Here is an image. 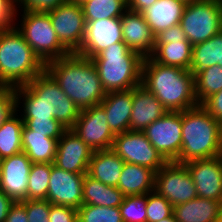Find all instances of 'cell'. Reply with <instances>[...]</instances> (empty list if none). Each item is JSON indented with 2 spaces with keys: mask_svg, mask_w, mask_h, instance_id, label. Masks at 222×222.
<instances>
[{
  "mask_svg": "<svg viewBox=\"0 0 222 222\" xmlns=\"http://www.w3.org/2000/svg\"><path fill=\"white\" fill-rule=\"evenodd\" d=\"M154 148L168 161H176L182 148V112H167L143 131Z\"/></svg>",
  "mask_w": 222,
  "mask_h": 222,
  "instance_id": "cell-12",
  "label": "cell"
},
{
  "mask_svg": "<svg viewBox=\"0 0 222 222\" xmlns=\"http://www.w3.org/2000/svg\"><path fill=\"white\" fill-rule=\"evenodd\" d=\"M220 90H222V66L207 67L195 75V95L199 105Z\"/></svg>",
  "mask_w": 222,
  "mask_h": 222,
  "instance_id": "cell-32",
  "label": "cell"
},
{
  "mask_svg": "<svg viewBox=\"0 0 222 222\" xmlns=\"http://www.w3.org/2000/svg\"><path fill=\"white\" fill-rule=\"evenodd\" d=\"M220 201L196 197L173 207L177 222H218Z\"/></svg>",
  "mask_w": 222,
  "mask_h": 222,
  "instance_id": "cell-26",
  "label": "cell"
},
{
  "mask_svg": "<svg viewBox=\"0 0 222 222\" xmlns=\"http://www.w3.org/2000/svg\"><path fill=\"white\" fill-rule=\"evenodd\" d=\"M168 110L142 84L133 88V108L129 130L143 132L147 126L164 116Z\"/></svg>",
  "mask_w": 222,
  "mask_h": 222,
  "instance_id": "cell-20",
  "label": "cell"
},
{
  "mask_svg": "<svg viewBox=\"0 0 222 222\" xmlns=\"http://www.w3.org/2000/svg\"><path fill=\"white\" fill-rule=\"evenodd\" d=\"M154 190L177 206L198 197L192 176L185 166L175 161L167 162L155 173Z\"/></svg>",
  "mask_w": 222,
  "mask_h": 222,
  "instance_id": "cell-10",
  "label": "cell"
},
{
  "mask_svg": "<svg viewBox=\"0 0 222 222\" xmlns=\"http://www.w3.org/2000/svg\"><path fill=\"white\" fill-rule=\"evenodd\" d=\"M214 65L222 66V30L209 40L192 45L190 71L194 76Z\"/></svg>",
  "mask_w": 222,
  "mask_h": 222,
  "instance_id": "cell-29",
  "label": "cell"
},
{
  "mask_svg": "<svg viewBox=\"0 0 222 222\" xmlns=\"http://www.w3.org/2000/svg\"><path fill=\"white\" fill-rule=\"evenodd\" d=\"M158 222H177L174 215H172L171 217H167V218H164L162 219L161 221H158Z\"/></svg>",
  "mask_w": 222,
  "mask_h": 222,
  "instance_id": "cell-48",
  "label": "cell"
},
{
  "mask_svg": "<svg viewBox=\"0 0 222 222\" xmlns=\"http://www.w3.org/2000/svg\"><path fill=\"white\" fill-rule=\"evenodd\" d=\"M46 13L50 16L61 45L69 53H77L83 43L86 27L82 7L67 0Z\"/></svg>",
  "mask_w": 222,
  "mask_h": 222,
  "instance_id": "cell-11",
  "label": "cell"
},
{
  "mask_svg": "<svg viewBox=\"0 0 222 222\" xmlns=\"http://www.w3.org/2000/svg\"><path fill=\"white\" fill-rule=\"evenodd\" d=\"M51 164L32 163L28 179V200H46Z\"/></svg>",
  "mask_w": 222,
  "mask_h": 222,
  "instance_id": "cell-33",
  "label": "cell"
},
{
  "mask_svg": "<svg viewBox=\"0 0 222 222\" xmlns=\"http://www.w3.org/2000/svg\"><path fill=\"white\" fill-rule=\"evenodd\" d=\"M155 2L157 0H127V9L141 13Z\"/></svg>",
  "mask_w": 222,
  "mask_h": 222,
  "instance_id": "cell-47",
  "label": "cell"
},
{
  "mask_svg": "<svg viewBox=\"0 0 222 222\" xmlns=\"http://www.w3.org/2000/svg\"><path fill=\"white\" fill-rule=\"evenodd\" d=\"M13 90L22 119H56L71 129L79 117L80 109L46 71Z\"/></svg>",
  "mask_w": 222,
  "mask_h": 222,
  "instance_id": "cell-1",
  "label": "cell"
},
{
  "mask_svg": "<svg viewBox=\"0 0 222 222\" xmlns=\"http://www.w3.org/2000/svg\"><path fill=\"white\" fill-rule=\"evenodd\" d=\"M178 1L182 2L185 5H188V4H192L201 0H178Z\"/></svg>",
  "mask_w": 222,
  "mask_h": 222,
  "instance_id": "cell-50",
  "label": "cell"
},
{
  "mask_svg": "<svg viewBox=\"0 0 222 222\" xmlns=\"http://www.w3.org/2000/svg\"><path fill=\"white\" fill-rule=\"evenodd\" d=\"M44 71L45 64L15 26L0 30L1 87L16 88L26 85Z\"/></svg>",
  "mask_w": 222,
  "mask_h": 222,
  "instance_id": "cell-5",
  "label": "cell"
},
{
  "mask_svg": "<svg viewBox=\"0 0 222 222\" xmlns=\"http://www.w3.org/2000/svg\"><path fill=\"white\" fill-rule=\"evenodd\" d=\"M17 111L0 128V159L22 152V129L24 122Z\"/></svg>",
  "mask_w": 222,
  "mask_h": 222,
  "instance_id": "cell-30",
  "label": "cell"
},
{
  "mask_svg": "<svg viewBox=\"0 0 222 222\" xmlns=\"http://www.w3.org/2000/svg\"><path fill=\"white\" fill-rule=\"evenodd\" d=\"M147 222H158L173 215V205L155 190L146 194Z\"/></svg>",
  "mask_w": 222,
  "mask_h": 222,
  "instance_id": "cell-36",
  "label": "cell"
},
{
  "mask_svg": "<svg viewBox=\"0 0 222 222\" xmlns=\"http://www.w3.org/2000/svg\"><path fill=\"white\" fill-rule=\"evenodd\" d=\"M218 222H222V201L220 203V209H219V219Z\"/></svg>",
  "mask_w": 222,
  "mask_h": 222,
  "instance_id": "cell-51",
  "label": "cell"
},
{
  "mask_svg": "<svg viewBox=\"0 0 222 222\" xmlns=\"http://www.w3.org/2000/svg\"><path fill=\"white\" fill-rule=\"evenodd\" d=\"M111 149L124 162L150 168L155 173L168 162L140 131L129 130L115 135Z\"/></svg>",
  "mask_w": 222,
  "mask_h": 222,
  "instance_id": "cell-9",
  "label": "cell"
},
{
  "mask_svg": "<svg viewBox=\"0 0 222 222\" xmlns=\"http://www.w3.org/2000/svg\"><path fill=\"white\" fill-rule=\"evenodd\" d=\"M5 222H28L25 200L21 202H14L11 205Z\"/></svg>",
  "mask_w": 222,
  "mask_h": 222,
  "instance_id": "cell-45",
  "label": "cell"
},
{
  "mask_svg": "<svg viewBox=\"0 0 222 222\" xmlns=\"http://www.w3.org/2000/svg\"><path fill=\"white\" fill-rule=\"evenodd\" d=\"M77 222H123L119 207L82 204L77 209Z\"/></svg>",
  "mask_w": 222,
  "mask_h": 222,
  "instance_id": "cell-34",
  "label": "cell"
},
{
  "mask_svg": "<svg viewBox=\"0 0 222 222\" xmlns=\"http://www.w3.org/2000/svg\"><path fill=\"white\" fill-rule=\"evenodd\" d=\"M119 208L123 222H147L146 194L124 196Z\"/></svg>",
  "mask_w": 222,
  "mask_h": 222,
  "instance_id": "cell-35",
  "label": "cell"
},
{
  "mask_svg": "<svg viewBox=\"0 0 222 222\" xmlns=\"http://www.w3.org/2000/svg\"><path fill=\"white\" fill-rule=\"evenodd\" d=\"M221 155L222 124L201 105L182 111V148L175 162L185 164Z\"/></svg>",
  "mask_w": 222,
  "mask_h": 222,
  "instance_id": "cell-4",
  "label": "cell"
},
{
  "mask_svg": "<svg viewBox=\"0 0 222 222\" xmlns=\"http://www.w3.org/2000/svg\"><path fill=\"white\" fill-rule=\"evenodd\" d=\"M124 160L112 149L93 152L87 175L101 183L117 187Z\"/></svg>",
  "mask_w": 222,
  "mask_h": 222,
  "instance_id": "cell-23",
  "label": "cell"
},
{
  "mask_svg": "<svg viewBox=\"0 0 222 222\" xmlns=\"http://www.w3.org/2000/svg\"><path fill=\"white\" fill-rule=\"evenodd\" d=\"M99 105L104 109L108 126L114 135L129 131L133 89L108 92Z\"/></svg>",
  "mask_w": 222,
  "mask_h": 222,
  "instance_id": "cell-21",
  "label": "cell"
},
{
  "mask_svg": "<svg viewBox=\"0 0 222 222\" xmlns=\"http://www.w3.org/2000/svg\"><path fill=\"white\" fill-rule=\"evenodd\" d=\"M17 12V6L11 0H0V30L14 26Z\"/></svg>",
  "mask_w": 222,
  "mask_h": 222,
  "instance_id": "cell-42",
  "label": "cell"
},
{
  "mask_svg": "<svg viewBox=\"0 0 222 222\" xmlns=\"http://www.w3.org/2000/svg\"><path fill=\"white\" fill-rule=\"evenodd\" d=\"M13 4L16 6L21 0H11Z\"/></svg>",
  "mask_w": 222,
  "mask_h": 222,
  "instance_id": "cell-52",
  "label": "cell"
},
{
  "mask_svg": "<svg viewBox=\"0 0 222 222\" xmlns=\"http://www.w3.org/2000/svg\"><path fill=\"white\" fill-rule=\"evenodd\" d=\"M123 41L121 17L86 22L83 43L77 55L93 58L114 43Z\"/></svg>",
  "mask_w": 222,
  "mask_h": 222,
  "instance_id": "cell-14",
  "label": "cell"
},
{
  "mask_svg": "<svg viewBox=\"0 0 222 222\" xmlns=\"http://www.w3.org/2000/svg\"><path fill=\"white\" fill-rule=\"evenodd\" d=\"M67 0H21L17 6L22 10L34 12H49L54 10L59 5L65 3Z\"/></svg>",
  "mask_w": 222,
  "mask_h": 222,
  "instance_id": "cell-40",
  "label": "cell"
},
{
  "mask_svg": "<svg viewBox=\"0 0 222 222\" xmlns=\"http://www.w3.org/2000/svg\"><path fill=\"white\" fill-rule=\"evenodd\" d=\"M123 42L142 58L150 57L155 47V35L143 15L127 9L121 16Z\"/></svg>",
  "mask_w": 222,
  "mask_h": 222,
  "instance_id": "cell-19",
  "label": "cell"
},
{
  "mask_svg": "<svg viewBox=\"0 0 222 222\" xmlns=\"http://www.w3.org/2000/svg\"><path fill=\"white\" fill-rule=\"evenodd\" d=\"M155 172L137 164L124 163L117 188L124 196L144 195L154 191Z\"/></svg>",
  "mask_w": 222,
  "mask_h": 222,
  "instance_id": "cell-24",
  "label": "cell"
},
{
  "mask_svg": "<svg viewBox=\"0 0 222 222\" xmlns=\"http://www.w3.org/2000/svg\"><path fill=\"white\" fill-rule=\"evenodd\" d=\"M185 7L186 5L178 0H157L141 14L156 36L161 31L179 24Z\"/></svg>",
  "mask_w": 222,
  "mask_h": 222,
  "instance_id": "cell-22",
  "label": "cell"
},
{
  "mask_svg": "<svg viewBox=\"0 0 222 222\" xmlns=\"http://www.w3.org/2000/svg\"><path fill=\"white\" fill-rule=\"evenodd\" d=\"M68 1H70V2H72V3H76V4H78L79 6H81L82 4L88 2L89 0H68Z\"/></svg>",
  "mask_w": 222,
  "mask_h": 222,
  "instance_id": "cell-49",
  "label": "cell"
},
{
  "mask_svg": "<svg viewBox=\"0 0 222 222\" xmlns=\"http://www.w3.org/2000/svg\"><path fill=\"white\" fill-rule=\"evenodd\" d=\"M123 193L114 186H108L85 174L83 181V204L94 206L119 207Z\"/></svg>",
  "mask_w": 222,
  "mask_h": 222,
  "instance_id": "cell-28",
  "label": "cell"
},
{
  "mask_svg": "<svg viewBox=\"0 0 222 222\" xmlns=\"http://www.w3.org/2000/svg\"><path fill=\"white\" fill-rule=\"evenodd\" d=\"M85 174L65 171L51 164V174L46 200L55 205L75 208L83 204Z\"/></svg>",
  "mask_w": 222,
  "mask_h": 222,
  "instance_id": "cell-15",
  "label": "cell"
},
{
  "mask_svg": "<svg viewBox=\"0 0 222 222\" xmlns=\"http://www.w3.org/2000/svg\"><path fill=\"white\" fill-rule=\"evenodd\" d=\"M179 24L192 45L209 40L222 30V0L186 5Z\"/></svg>",
  "mask_w": 222,
  "mask_h": 222,
  "instance_id": "cell-8",
  "label": "cell"
},
{
  "mask_svg": "<svg viewBox=\"0 0 222 222\" xmlns=\"http://www.w3.org/2000/svg\"><path fill=\"white\" fill-rule=\"evenodd\" d=\"M45 71L80 110L99 105L107 94L91 59L76 53L48 62Z\"/></svg>",
  "mask_w": 222,
  "mask_h": 222,
  "instance_id": "cell-2",
  "label": "cell"
},
{
  "mask_svg": "<svg viewBox=\"0 0 222 222\" xmlns=\"http://www.w3.org/2000/svg\"><path fill=\"white\" fill-rule=\"evenodd\" d=\"M85 21L121 17L127 10V0H89L81 5Z\"/></svg>",
  "mask_w": 222,
  "mask_h": 222,
  "instance_id": "cell-31",
  "label": "cell"
},
{
  "mask_svg": "<svg viewBox=\"0 0 222 222\" xmlns=\"http://www.w3.org/2000/svg\"><path fill=\"white\" fill-rule=\"evenodd\" d=\"M187 38L180 24L171 26L155 36V44H166L175 40L185 41Z\"/></svg>",
  "mask_w": 222,
  "mask_h": 222,
  "instance_id": "cell-44",
  "label": "cell"
},
{
  "mask_svg": "<svg viewBox=\"0 0 222 222\" xmlns=\"http://www.w3.org/2000/svg\"><path fill=\"white\" fill-rule=\"evenodd\" d=\"M31 160L22 151L1 160L0 190L14 202L28 200Z\"/></svg>",
  "mask_w": 222,
  "mask_h": 222,
  "instance_id": "cell-16",
  "label": "cell"
},
{
  "mask_svg": "<svg viewBox=\"0 0 222 222\" xmlns=\"http://www.w3.org/2000/svg\"><path fill=\"white\" fill-rule=\"evenodd\" d=\"M14 201L0 190V222H5L9 209Z\"/></svg>",
  "mask_w": 222,
  "mask_h": 222,
  "instance_id": "cell-46",
  "label": "cell"
},
{
  "mask_svg": "<svg viewBox=\"0 0 222 222\" xmlns=\"http://www.w3.org/2000/svg\"><path fill=\"white\" fill-rule=\"evenodd\" d=\"M19 23H14L33 52L46 65L70 53L61 45L46 12L23 10Z\"/></svg>",
  "mask_w": 222,
  "mask_h": 222,
  "instance_id": "cell-7",
  "label": "cell"
},
{
  "mask_svg": "<svg viewBox=\"0 0 222 222\" xmlns=\"http://www.w3.org/2000/svg\"><path fill=\"white\" fill-rule=\"evenodd\" d=\"M143 59L122 41L91 58L106 93L133 89L141 84Z\"/></svg>",
  "mask_w": 222,
  "mask_h": 222,
  "instance_id": "cell-6",
  "label": "cell"
},
{
  "mask_svg": "<svg viewBox=\"0 0 222 222\" xmlns=\"http://www.w3.org/2000/svg\"><path fill=\"white\" fill-rule=\"evenodd\" d=\"M141 84L168 112H182L199 105L195 95V76L190 70L164 66L147 57L142 62Z\"/></svg>",
  "mask_w": 222,
  "mask_h": 222,
  "instance_id": "cell-3",
  "label": "cell"
},
{
  "mask_svg": "<svg viewBox=\"0 0 222 222\" xmlns=\"http://www.w3.org/2000/svg\"><path fill=\"white\" fill-rule=\"evenodd\" d=\"M71 129L93 151L111 149L115 138L108 126L106 113L100 105L81 109Z\"/></svg>",
  "mask_w": 222,
  "mask_h": 222,
  "instance_id": "cell-13",
  "label": "cell"
},
{
  "mask_svg": "<svg viewBox=\"0 0 222 222\" xmlns=\"http://www.w3.org/2000/svg\"><path fill=\"white\" fill-rule=\"evenodd\" d=\"M0 175H1V159H0Z\"/></svg>",
  "mask_w": 222,
  "mask_h": 222,
  "instance_id": "cell-53",
  "label": "cell"
},
{
  "mask_svg": "<svg viewBox=\"0 0 222 222\" xmlns=\"http://www.w3.org/2000/svg\"><path fill=\"white\" fill-rule=\"evenodd\" d=\"M150 58L164 66L178 67L190 70L192 62V44L175 40L166 44H155Z\"/></svg>",
  "mask_w": 222,
  "mask_h": 222,
  "instance_id": "cell-27",
  "label": "cell"
},
{
  "mask_svg": "<svg viewBox=\"0 0 222 222\" xmlns=\"http://www.w3.org/2000/svg\"><path fill=\"white\" fill-rule=\"evenodd\" d=\"M49 222H77V210L50 203Z\"/></svg>",
  "mask_w": 222,
  "mask_h": 222,
  "instance_id": "cell-41",
  "label": "cell"
},
{
  "mask_svg": "<svg viewBox=\"0 0 222 222\" xmlns=\"http://www.w3.org/2000/svg\"><path fill=\"white\" fill-rule=\"evenodd\" d=\"M16 112V98L13 88L0 86V128Z\"/></svg>",
  "mask_w": 222,
  "mask_h": 222,
  "instance_id": "cell-39",
  "label": "cell"
},
{
  "mask_svg": "<svg viewBox=\"0 0 222 222\" xmlns=\"http://www.w3.org/2000/svg\"><path fill=\"white\" fill-rule=\"evenodd\" d=\"M58 140L47 134L33 133L25 124L22 129V151L32 163L54 164Z\"/></svg>",
  "mask_w": 222,
  "mask_h": 222,
  "instance_id": "cell-25",
  "label": "cell"
},
{
  "mask_svg": "<svg viewBox=\"0 0 222 222\" xmlns=\"http://www.w3.org/2000/svg\"><path fill=\"white\" fill-rule=\"evenodd\" d=\"M201 198L222 201V155L185 163Z\"/></svg>",
  "mask_w": 222,
  "mask_h": 222,
  "instance_id": "cell-18",
  "label": "cell"
},
{
  "mask_svg": "<svg viewBox=\"0 0 222 222\" xmlns=\"http://www.w3.org/2000/svg\"><path fill=\"white\" fill-rule=\"evenodd\" d=\"M200 105L222 124V90L207 97Z\"/></svg>",
  "mask_w": 222,
  "mask_h": 222,
  "instance_id": "cell-43",
  "label": "cell"
},
{
  "mask_svg": "<svg viewBox=\"0 0 222 222\" xmlns=\"http://www.w3.org/2000/svg\"><path fill=\"white\" fill-rule=\"evenodd\" d=\"M93 152L72 129H67L58 140L54 165L68 172L87 174Z\"/></svg>",
  "mask_w": 222,
  "mask_h": 222,
  "instance_id": "cell-17",
  "label": "cell"
},
{
  "mask_svg": "<svg viewBox=\"0 0 222 222\" xmlns=\"http://www.w3.org/2000/svg\"><path fill=\"white\" fill-rule=\"evenodd\" d=\"M24 124L33 131V133L47 134L49 137L59 140L67 130L56 119H22Z\"/></svg>",
  "mask_w": 222,
  "mask_h": 222,
  "instance_id": "cell-37",
  "label": "cell"
},
{
  "mask_svg": "<svg viewBox=\"0 0 222 222\" xmlns=\"http://www.w3.org/2000/svg\"><path fill=\"white\" fill-rule=\"evenodd\" d=\"M28 222H49L50 203L47 200H25Z\"/></svg>",
  "mask_w": 222,
  "mask_h": 222,
  "instance_id": "cell-38",
  "label": "cell"
}]
</instances>
